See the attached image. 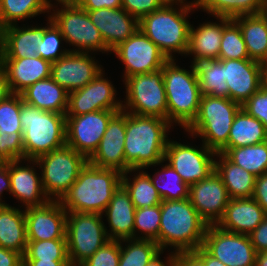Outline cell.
I'll list each match as a JSON object with an SVG mask.
<instances>
[{"label":"cell","instance_id":"1","mask_svg":"<svg viewBox=\"0 0 267 266\" xmlns=\"http://www.w3.org/2000/svg\"><path fill=\"white\" fill-rule=\"evenodd\" d=\"M172 126L161 117L126 112L125 172L153 168L164 160Z\"/></svg>","mask_w":267,"mask_h":266},{"label":"cell","instance_id":"2","mask_svg":"<svg viewBox=\"0 0 267 266\" xmlns=\"http://www.w3.org/2000/svg\"><path fill=\"white\" fill-rule=\"evenodd\" d=\"M195 9L194 1L169 0L161 8L143 16L139 20V29L168 59H176L175 52L186 56L191 27L187 19Z\"/></svg>","mask_w":267,"mask_h":266},{"label":"cell","instance_id":"3","mask_svg":"<svg viewBox=\"0 0 267 266\" xmlns=\"http://www.w3.org/2000/svg\"><path fill=\"white\" fill-rule=\"evenodd\" d=\"M208 224L189 198L161 202L159 247L161 250L190 252L203 245ZM175 249V250H174Z\"/></svg>","mask_w":267,"mask_h":266},{"label":"cell","instance_id":"4","mask_svg":"<svg viewBox=\"0 0 267 266\" xmlns=\"http://www.w3.org/2000/svg\"><path fill=\"white\" fill-rule=\"evenodd\" d=\"M121 177L117 170L87 163L59 203L67 212L102 215L114 191L121 185Z\"/></svg>","mask_w":267,"mask_h":266},{"label":"cell","instance_id":"5","mask_svg":"<svg viewBox=\"0 0 267 266\" xmlns=\"http://www.w3.org/2000/svg\"><path fill=\"white\" fill-rule=\"evenodd\" d=\"M20 122L24 159L39 156L66 145V115L41 110L25 103L21 96Z\"/></svg>","mask_w":267,"mask_h":266},{"label":"cell","instance_id":"6","mask_svg":"<svg viewBox=\"0 0 267 266\" xmlns=\"http://www.w3.org/2000/svg\"><path fill=\"white\" fill-rule=\"evenodd\" d=\"M175 60L169 59L162 67L168 121L185 130L197 116L202 94L194 65L188 70Z\"/></svg>","mask_w":267,"mask_h":266},{"label":"cell","instance_id":"7","mask_svg":"<svg viewBox=\"0 0 267 266\" xmlns=\"http://www.w3.org/2000/svg\"><path fill=\"white\" fill-rule=\"evenodd\" d=\"M242 106L229 98L202 95L194 121L185 129L190 138H201L210 150L219 153L227 144L237 112Z\"/></svg>","mask_w":267,"mask_h":266},{"label":"cell","instance_id":"8","mask_svg":"<svg viewBox=\"0 0 267 266\" xmlns=\"http://www.w3.org/2000/svg\"><path fill=\"white\" fill-rule=\"evenodd\" d=\"M56 3L61 9L55 3H51L53 10H50L49 18L61 32L64 42L73 46L71 52L109 53L100 31L92 23L85 9L74 0H56ZM53 6L58 8L54 9Z\"/></svg>","mask_w":267,"mask_h":266},{"label":"cell","instance_id":"9","mask_svg":"<svg viewBox=\"0 0 267 266\" xmlns=\"http://www.w3.org/2000/svg\"><path fill=\"white\" fill-rule=\"evenodd\" d=\"M36 161L37 168L41 170L44 193L49 200L57 201L70 189L88 163L85 156L67 145L39 156Z\"/></svg>","mask_w":267,"mask_h":266},{"label":"cell","instance_id":"10","mask_svg":"<svg viewBox=\"0 0 267 266\" xmlns=\"http://www.w3.org/2000/svg\"><path fill=\"white\" fill-rule=\"evenodd\" d=\"M103 215L67 212L66 244L71 266H79L110 241Z\"/></svg>","mask_w":267,"mask_h":266},{"label":"cell","instance_id":"11","mask_svg":"<svg viewBox=\"0 0 267 266\" xmlns=\"http://www.w3.org/2000/svg\"><path fill=\"white\" fill-rule=\"evenodd\" d=\"M125 101L122 110L137 115L157 116L168 120L163 70L130 76L123 80Z\"/></svg>","mask_w":267,"mask_h":266},{"label":"cell","instance_id":"12","mask_svg":"<svg viewBox=\"0 0 267 266\" xmlns=\"http://www.w3.org/2000/svg\"><path fill=\"white\" fill-rule=\"evenodd\" d=\"M191 145L169 139L164 154V163L169 164L188 186L207 178L215 170L217 154L203 143L200 148Z\"/></svg>","mask_w":267,"mask_h":266},{"label":"cell","instance_id":"13","mask_svg":"<svg viewBox=\"0 0 267 266\" xmlns=\"http://www.w3.org/2000/svg\"><path fill=\"white\" fill-rule=\"evenodd\" d=\"M125 65L124 80L130 76L162 69L169 60L159 47L138 29L111 51Z\"/></svg>","mask_w":267,"mask_h":266},{"label":"cell","instance_id":"14","mask_svg":"<svg viewBox=\"0 0 267 266\" xmlns=\"http://www.w3.org/2000/svg\"><path fill=\"white\" fill-rule=\"evenodd\" d=\"M202 247L226 266H254L256 251L249 235L208 225Z\"/></svg>","mask_w":267,"mask_h":266},{"label":"cell","instance_id":"15","mask_svg":"<svg viewBox=\"0 0 267 266\" xmlns=\"http://www.w3.org/2000/svg\"><path fill=\"white\" fill-rule=\"evenodd\" d=\"M121 110H99L66 116V145L89 159L97 149L111 118Z\"/></svg>","mask_w":267,"mask_h":266},{"label":"cell","instance_id":"16","mask_svg":"<svg viewBox=\"0 0 267 266\" xmlns=\"http://www.w3.org/2000/svg\"><path fill=\"white\" fill-rule=\"evenodd\" d=\"M105 71L84 87L68 93L66 116H77L99 110H122V101L116 98L115 86L105 78Z\"/></svg>","mask_w":267,"mask_h":266},{"label":"cell","instance_id":"17","mask_svg":"<svg viewBox=\"0 0 267 266\" xmlns=\"http://www.w3.org/2000/svg\"><path fill=\"white\" fill-rule=\"evenodd\" d=\"M71 52L51 64V78L68 93L90 83L104 68L92 53Z\"/></svg>","mask_w":267,"mask_h":266},{"label":"cell","instance_id":"18","mask_svg":"<svg viewBox=\"0 0 267 266\" xmlns=\"http://www.w3.org/2000/svg\"><path fill=\"white\" fill-rule=\"evenodd\" d=\"M189 200L208 225H217L230 197L221 177L214 170L207 178L189 186Z\"/></svg>","mask_w":267,"mask_h":266},{"label":"cell","instance_id":"19","mask_svg":"<svg viewBox=\"0 0 267 266\" xmlns=\"http://www.w3.org/2000/svg\"><path fill=\"white\" fill-rule=\"evenodd\" d=\"M28 241L66 239L67 211L57 200L24 209Z\"/></svg>","mask_w":267,"mask_h":266},{"label":"cell","instance_id":"20","mask_svg":"<svg viewBox=\"0 0 267 266\" xmlns=\"http://www.w3.org/2000/svg\"><path fill=\"white\" fill-rule=\"evenodd\" d=\"M224 64L228 98L244 104L263 84L264 64L251 59H219Z\"/></svg>","mask_w":267,"mask_h":266},{"label":"cell","instance_id":"21","mask_svg":"<svg viewBox=\"0 0 267 266\" xmlns=\"http://www.w3.org/2000/svg\"><path fill=\"white\" fill-rule=\"evenodd\" d=\"M125 130L126 112H117L108 123L107 129L88 163L99 168L114 169L125 173Z\"/></svg>","mask_w":267,"mask_h":266},{"label":"cell","instance_id":"22","mask_svg":"<svg viewBox=\"0 0 267 266\" xmlns=\"http://www.w3.org/2000/svg\"><path fill=\"white\" fill-rule=\"evenodd\" d=\"M25 162L30 164L26 163L27 165H22ZM31 163L33 164L32 166ZM35 165H37V161L31 159H19L7 162L11 180L10 195L15 197L18 202L20 201L24 206L20 207L25 209L41 206L49 201L42 187L41 175L37 173Z\"/></svg>","mask_w":267,"mask_h":266},{"label":"cell","instance_id":"23","mask_svg":"<svg viewBox=\"0 0 267 266\" xmlns=\"http://www.w3.org/2000/svg\"><path fill=\"white\" fill-rule=\"evenodd\" d=\"M92 23L111 53L123 41H126L139 29V20L121 8H102L87 11Z\"/></svg>","mask_w":267,"mask_h":266},{"label":"cell","instance_id":"24","mask_svg":"<svg viewBox=\"0 0 267 266\" xmlns=\"http://www.w3.org/2000/svg\"><path fill=\"white\" fill-rule=\"evenodd\" d=\"M51 62L40 56L0 58L11 93L21 94L32 84L51 77Z\"/></svg>","mask_w":267,"mask_h":266},{"label":"cell","instance_id":"25","mask_svg":"<svg viewBox=\"0 0 267 266\" xmlns=\"http://www.w3.org/2000/svg\"><path fill=\"white\" fill-rule=\"evenodd\" d=\"M135 206L125 187L121 184L113 193L112 198L102 215L106 216L109 230L106 233L110 240L134 238Z\"/></svg>","mask_w":267,"mask_h":266},{"label":"cell","instance_id":"26","mask_svg":"<svg viewBox=\"0 0 267 266\" xmlns=\"http://www.w3.org/2000/svg\"><path fill=\"white\" fill-rule=\"evenodd\" d=\"M266 216L267 213L253 198L230 199L217 226L229 232L249 235Z\"/></svg>","mask_w":267,"mask_h":266},{"label":"cell","instance_id":"27","mask_svg":"<svg viewBox=\"0 0 267 266\" xmlns=\"http://www.w3.org/2000/svg\"><path fill=\"white\" fill-rule=\"evenodd\" d=\"M46 26H18L0 30V58H29L37 56V44Z\"/></svg>","mask_w":267,"mask_h":266},{"label":"cell","instance_id":"28","mask_svg":"<svg viewBox=\"0 0 267 266\" xmlns=\"http://www.w3.org/2000/svg\"><path fill=\"white\" fill-rule=\"evenodd\" d=\"M215 19H218L219 22L206 21L196 28L191 24L189 47L186 55L193 56L191 61L193 65L197 62L219 59L224 18L215 17Z\"/></svg>","mask_w":267,"mask_h":266},{"label":"cell","instance_id":"29","mask_svg":"<svg viewBox=\"0 0 267 266\" xmlns=\"http://www.w3.org/2000/svg\"><path fill=\"white\" fill-rule=\"evenodd\" d=\"M21 96L25 103L41 110L66 114L68 92L51 77L32 84Z\"/></svg>","mask_w":267,"mask_h":266},{"label":"cell","instance_id":"30","mask_svg":"<svg viewBox=\"0 0 267 266\" xmlns=\"http://www.w3.org/2000/svg\"><path fill=\"white\" fill-rule=\"evenodd\" d=\"M27 231L24 209L0 204V247L24 256L27 248Z\"/></svg>","mask_w":267,"mask_h":266},{"label":"cell","instance_id":"31","mask_svg":"<svg viewBox=\"0 0 267 266\" xmlns=\"http://www.w3.org/2000/svg\"><path fill=\"white\" fill-rule=\"evenodd\" d=\"M215 171L221 177L230 199L252 198L255 175L233 163L224 153L216 154Z\"/></svg>","mask_w":267,"mask_h":266},{"label":"cell","instance_id":"32","mask_svg":"<svg viewBox=\"0 0 267 266\" xmlns=\"http://www.w3.org/2000/svg\"><path fill=\"white\" fill-rule=\"evenodd\" d=\"M239 25L249 59L267 64V25L260 14L233 18Z\"/></svg>","mask_w":267,"mask_h":266},{"label":"cell","instance_id":"33","mask_svg":"<svg viewBox=\"0 0 267 266\" xmlns=\"http://www.w3.org/2000/svg\"><path fill=\"white\" fill-rule=\"evenodd\" d=\"M267 141V129L255 117L241 108L230 129L228 144L224 148H237Z\"/></svg>","mask_w":267,"mask_h":266},{"label":"cell","instance_id":"34","mask_svg":"<svg viewBox=\"0 0 267 266\" xmlns=\"http://www.w3.org/2000/svg\"><path fill=\"white\" fill-rule=\"evenodd\" d=\"M51 0H0V30L40 14L49 13Z\"/></svg>","mask_w":267,"mask_h":266},{"label":"cell","instance_id":"35","mask_svg":"<svg viewBox=\"0 0 267 266\" xmlns=\"http://www.w3.org/2000/svg\"><path fill=\"white\" fill-rule=\"evenodd\" d=\"M266 0H194L196 10H203L214 18L233 19L238 16L259 14Z\"/></svg>","mask_w":267,"mask_h":266},{"label":"cell","instance_id":"36","mask_svg":"<svg viewBox=\"0 0 267 266\" xmlns=\"http://www.w3.org/2000/svg\"><path fill=\"white\" fill-rule=\"evenodd\" d=\"M132 173L136 175H134L133 178H130L128 174L132 175ZM121 184L128 191L135 209L152 207L161 204L163 201L152 184L150 177L142 169H129L123 173L121 177Z\"/></svg>","mask_w":267,"mask_h":266},{"label":"cell","instance_id":"37","mask_svg":"<svg viewBox=\"0 0 267 266\" xmlns=\"http://www.w3.org/2000/svg\"><path fill=\"white\" fill-rule=\"evenodd\" d=\"M194 67L202 95L228 98L224 64L221 60L197 62Z\"/></svg>","mask_w":267,"mask_h":266},{"label":"cell","instance_id":"38","mask_svg":"<svg viewBox=\"0 0 267 266\" xmlns=\"http://www.w3.org/2000/svg\"><path fill=\"white\" fill-rule=\"evenodd\" d=\"M219 153H224L233 163L256 177L267 172V141L244 147L223 148Z\"/></svg>","mask_w":267,"mask_h":266},{"label":"cell","instance_id":"39","mask_svg":"<svg viewBox=\"0 0 267 266\" xmlns=\"http://www.w3.org/2000/svg\"><path fill=\"white\" fill-rule=\"evenodd\" d=\"M164 160L157 165H161L162 169L155 172L154 175L148 174L152 184L158 191L163 201L181 200L189 198V186L182 180L181 176L169 165L164 164Z\"/></svg>","mask_w":267,"mask_h":266},{"label":"cell","instance_id":"40","mask_svg":"<svg viewBox=\"0 0 267 266\" xmlns=\"http://www.w3.org/2000/svg\"><path fill=\"white\" fill-rule=\"evenodd\" d=\"M160 251L159 245L154 240L134 238L120 240L118 266H147Z\"/></svg>","mask_w":267,"mask_h":266},{"label":"cell","instance_id":"41","mask_svg":"<svg viewBox=\"0 0 267 266\" xmlns=\"http://www.w3.org/2000/svg\"><path fill=\"white\" fill-rule=\"evenodd\" d=\"M219 59H249L241 29L233 19L224 18Z\"/></svg>","mask_w":267,"mask_h":266},{"label":"cell","instance_id":"42","mask_svg":"<svg viewBox=\"0 0 267 266\" xmlns=\"http://www.w3.org/2000/svg\"><path fill=\"white\" fill-rule=\"evenodd\" d=\"M160 222L161 204L136 209L134 217V239H150L159 245Z\"/></svg>","mask_w":267,"mask_h":266},{"label":"cell","instance_id":"43","mask_svg":"<svg viewBox=\"0 0 267 266\" xmlns=\"http://www.w3.org/2000/svg\"><path fill=\"white\" fill-rule=\"evenodd\" d=\"M23 260L69 261L66 239L28 241Z\"/></svg>","mask_w":267,"mask_h":266},{"label":"cell","instance_id":"44","mask_svg":"<svg viewBox=\"0 0 267 266\" xmlns=\"http://www.w3.org/2000/svg\"><path fill=\"white\" fill-rule=\"evenodd\" d=\"M47 18V26L43 29L40 41L37 44V55L52 63L67 54L70 49H62L61 44L64 38L61 32L50 21V18Z\"/></svg>","mask_w":267,"mask_h":266},{"label":"cell","instance_id":"45","mask_svg":"<svg viewBox=\"0 0 267 266\" xmlns=\"http://www.w3.org/2000/svg\"><path fill=\"white\" fill-rule=\"evenodd\" d=\"M21 94L12 93L0 103V129L5 133L23 132L20 122Z\"/></svg>","mask_w":267,"mask_h":266},{"label":"cell","instance_id":"46","mask_svg":"<svg viewBox=\"0 0 267 266\" xmlns=\"http://www.w3.org/2000/svg\"><path fill=\"white\" fill-rule=\"evenodd\" d=\"M23 132L5 133L0 129V162L24 159Z\"/></svg>","mask_w":267,"mask_h":266},{"label":"cell","instance_id":"47","mask_svg":"<svg viewBox=\"0 0 267 266\" xmlns=\"http://www.w3.org/2000/svg\"><path fill=\"white\" fill-rule=\"evenodd\" d=\"M120 240H110L79 266H118Z\"/></svg>","mask_w":267,"mask_h":266},{"label":"cell","instance_id":"48","mask_svg":"<svg viewBox=\"0 0 267 266\" xmlns=\"http://www.w3.org/2000/svg\"><path fill=\"white\" fill-rule=\"evenodd\" d=\"M241 106L249 115L258 119L267 129V86L263 84Z\"/></svg>","mask_w":267,"mask_h":266},{"label":"cell","instance_id":"49","mask_svg":"<svg viewBox=\"0 0 267 266\" xmlns=\"http://www.w3.org/2000/svg\"><path fill=\"white\" fill-rule=\"evenodd\" d=\"M169 0H122V8L140 20L143 16L161 8Z\"/></svg>","mask_w":267,"mask_h":266},{"label":"cell","instance_id":"50","mask_svg":"<svg viewBox=\"0 0 267 266\" xmlns=\"http://www.w3.org/2000/svg\"><path fill=\"white\" fill-rule=\"evenodd\" d=\"M251 243L256 251H267V216L265 219L249 234Z\"/></svg>","mask_w":267,"mask_h":266},{"label":"cell","instance_id":"51","mask_svg":"<svg viewBox=\"0 0 267 266\" xmlns=\"http://www.w3.org/2000/svg\"><path fill=\"white\" fill-rule=\"evenodd\" d=\"M252 198L267 213V172L255 178Z\"/></svg>","mask_w":267,"mask_h":266},{"label":"cell","instance_id":"52","mask_svg":"<svg viewBox=\"0 0 267 266\" xmlns=\"http://www.w3.org/2000/svg\"><path fill=\"white\" fill-rule=\"evenodd\" d=\"M86 11H94L102 8H121L122 0H74Z\"/></svg>","mask_w":267,"mask_h":266},{"label":"cell","instance_id":"53","mask_svg":"<svg viewBox=\"0 0 267 266\" xmlns=\"http://www.w3.org/2000/svg\"><path fill=\"white\" fill-rule=\"evenodd\" d=\"M0 266H23V256L16 251L0 247Z\"/></svg>","mask_w":267,"mask_h":266},{"label":"cell","instance_id":"54","mask_svg":"<svg viewBox=\"0 0 267 266\" xmlns=\"http://www.w3.org/2000/svg\"><path fill=\"white\" fill-rule=\"evenodd\" d=\"M175 266H205L192 252H177Z\"/></svg>","mask_w":267,"mask_h":266},{"label":"cell","instance_id":"55","mask_svg":"<svg viewBox=\"0 0 267 266\" xmlns=\"http://www.w3.org/2000/svg\"><path fill=\"white\" fill-rule=\"evenodd\" d=\"M11 180L9 176V167L7 162H0V204H7L2 201L3 192L6 190L10 194Z\"/></svg>","mask_w":267,"mask_h":266},{"label":"cell","instance_id":"56","mask_svg":"<svg viewBox=\"0 0 267 266\" xmlns=\"http://www.w3.org/2000/svg\"><path fill=\"white\" fill-rule=\"evenodd\" d=\"M205 266H226L223 262L210 255L202 246L192 251Z\"/></svg>","mask_w":267,"mask_h":266},{"label":"cell","instance_id":"57","mask_svg":"<svg viewBox=\"0 0 267 266\" xmlns=\"http://www.w3.org/2000/svg\"><path fill=\"white\" fill-rule=\"evenodd\" d=\"M164 253L163 250H161L158 254H156L151 261L147 264V266H175L176 263V255L177 252L171 251L167 258L165 260H161V256Z\"/></svg>","mask_w":267,"mask_h":266},{"label":"cell","instance_id":"58","mask_svg":"<svg viewBox=\"0 0 267 266\" xmlns=\"http://www.w3.org/2000/svg\"><path fill=\"white\" fill-rule=\"evenodd\" d=\"M23 266H71L69 261L23 260Z\"/></svg>","mask_w":267,"mask_h":266},{"label":"cell","instance_id":"59","mask_svg":"<svg viewBox=\"0 0 267 266\" xmlns=\"http://www.w3.org/2000/svg\"><path fill=\"white\" fill-rule=\"evenodd\" d=\"M12 93L4 71L0 68V103L4 101Z\"/></svg>","mask_w":267,"mask_h":266},{"label":"cell","instance_id":"60","mask_svg":"<svg viewBox=\"0 0 267 266\" xmlns=\"http://www.w3.org/2000/svg\"><path fill=\"white\" fill-rule=\"evenodd\" d=\"M254 266H267V251L256 253Z\"/></svg>","mask_w":267,"mask_h":266},{"label":"cell","instance_id":"61","mask_svg":"<svg viewBox=\"0 0 267 266\" xmlns=\"http://www.w3.org/2000/svg\"><path fill=\"white\" fill-rule=\"evenodd\" d=\"M259 14L264 18L266 25H267V0L265 2L264 6L262 7V9L260 10Z\"/></svg>","mask_w":267,"mask_h":266},{"label":"cell","instance_id":"62","mask_svg":"<svg viewBox=\"0 0 267 266\" xmlns=\"http://www.w3.org/2000/svg\"><path fill=\"white\" fill-rule=\"evenodd\" d=\"M264 85L267 86V64H264Z\"/></svg>","mask_w":267,"mask_h":266}]
</instances>
